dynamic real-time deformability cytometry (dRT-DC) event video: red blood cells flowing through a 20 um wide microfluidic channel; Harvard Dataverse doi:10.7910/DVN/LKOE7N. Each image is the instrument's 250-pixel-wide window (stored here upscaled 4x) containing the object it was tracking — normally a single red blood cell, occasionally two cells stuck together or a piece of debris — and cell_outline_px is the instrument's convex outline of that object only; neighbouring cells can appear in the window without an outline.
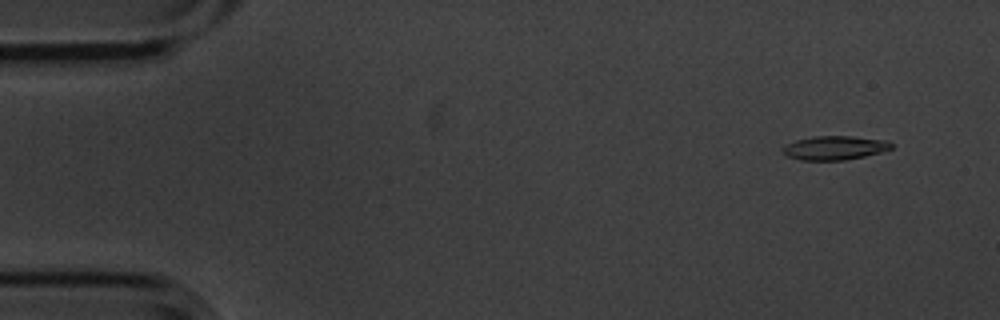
{"species": "common noctule bat (a hibernating species)", "species_latin": "Nyctalus noctula", "temperature_condition": "cold", "stored_images_in_passage": 4, "camera_frame_rate_fps": 3000, "um_per_image_px": 0.085, "animal": {"sex": "male", "body_mass_g": 20.1, "forearm_length_mm": 53.5}, "frame": {"image": 1, "passage_image": 1, "time_ms": 0.0, "image_size_px": [1000, 320], "cell_outline_px": [[892, 148], [880, 152], [864, 156], [844, 160], [800, 160], [788, 156], [780, 148], [796, 140], [812, 136], [852, 136], [888, 140], [892, 144]], "centroid_in_image_um": [70.95, 12.56], "position_along_channel_um": 14.1, "area_um2": 15.09}}